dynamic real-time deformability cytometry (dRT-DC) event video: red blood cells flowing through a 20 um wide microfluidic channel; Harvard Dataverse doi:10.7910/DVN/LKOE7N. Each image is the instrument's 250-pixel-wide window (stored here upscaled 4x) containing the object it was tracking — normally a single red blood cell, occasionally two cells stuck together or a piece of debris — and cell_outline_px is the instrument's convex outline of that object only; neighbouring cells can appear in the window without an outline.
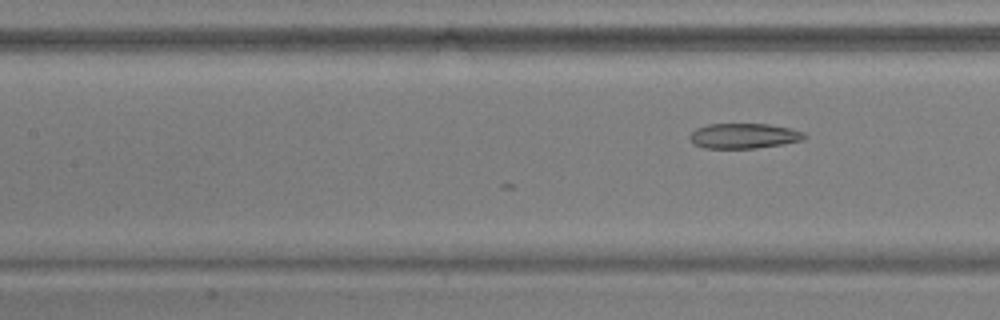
{"species": "common noctule bat (a hibernating species)", "species_latin": "Nyctalus noctula", "temperature_condition": "warm", "stored_images_in_passage": 14, "camera_frame_rate_fps": 3000, "um_per_image_px": 0.085, "animal": {"sex": "male", "body_mass_g": 17.9, "forearm_length_mm": 54.2}, "frame": {"image": 1, "passage_image": 14, "time_ms": 4.333, "image_size_px": [1000, 320], "cell_outline_px": [[808, 136], [804, 140], [784, 144], [756, 148], [704, 148], [692, 144], [688, 136], [696, 128], [708, 124], [768, 124], [788, 128], [804, 132]], "centroid_in_image_um": [63.22, 11.55], "position_along_channel_um": 144.2, "area_um2": 16.94}}